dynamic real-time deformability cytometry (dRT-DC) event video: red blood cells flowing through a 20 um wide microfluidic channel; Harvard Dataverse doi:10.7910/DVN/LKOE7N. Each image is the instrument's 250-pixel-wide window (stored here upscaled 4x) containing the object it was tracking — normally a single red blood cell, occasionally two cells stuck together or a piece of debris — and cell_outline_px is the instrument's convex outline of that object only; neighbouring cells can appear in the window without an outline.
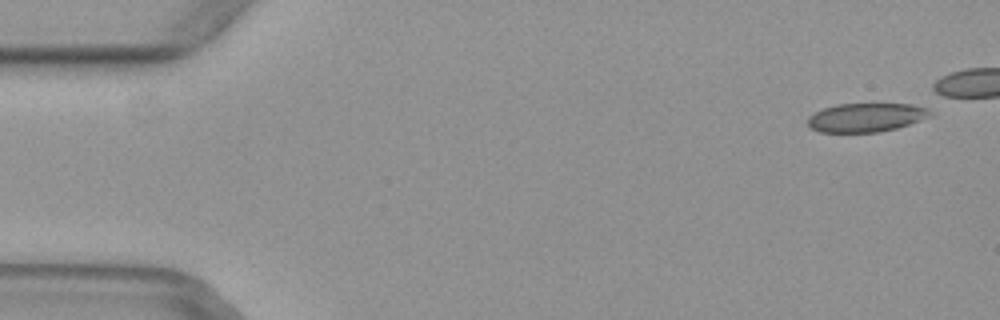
{"species": "common noctule bat (a hibernating species)", "species_latin": "Nyctalus noctula", "temperature_condition": "warm", "stored_images_in_passage": 40, "camera_frame_rate_fps": 3000, "um_per_image_px": 0.085, "animal": {"sex": "female", "body_mass_g": 29.2, "forearm_length_mm": 56.3}, "frame": {"image": 1, "passage_image": 1, "time_ms": 0.0, "image_size_px": [1000, 320], "cell_outline_px": [[932, 116], [896, 128], [880, 132], [820, 132], [808, 128], [808, 116], [824, 108], [836, 104], [912, 104], [928, 108], [932, 112]], "centroid_in_image_um": [73.61, 9.98], "position_along_channel_um": 11.4, "area_um2": 20.58}}
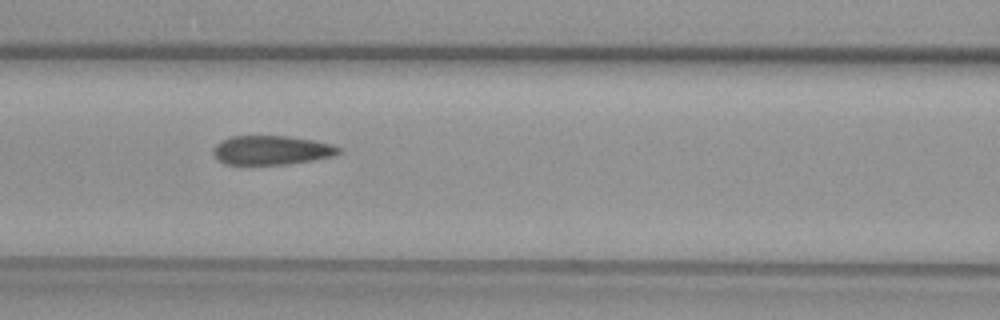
{"frame": {"image": 2, "passage_image": 20, "time_ms": 6.333, "image_size_px": [1000, 320], "cell_outline_px": [[344, 148], [340, 152], [332, 156], [312, 160], [288, 164], [224, 164], [216, 160], [212, 152], [212, 148], [216, 144], [232, 136], [292, 136], [332, 144]], "centroid_in_image_um": [23.07, 12.76], "position_along_channel_um": 143.5, "area_um2": 21.39}}
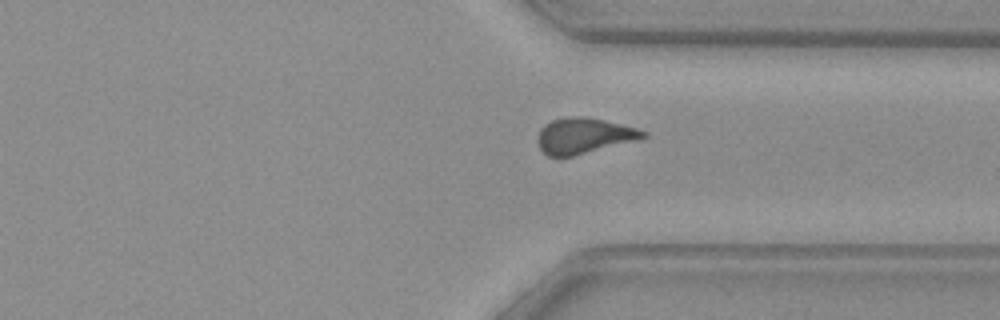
{"frame": {"image": 3, "passage_image": 36, "time_ms": 11.667, "image_size_px": [1000, 320], "cell_outline_px": [[648, 136], [636, 140], [572, 156], [548, 156], [540, 148], [536, 140], [540, 128], [544, 124], [552, 120], [564, 116], [588, 116], [636, 128], [648, 132]], "centroid_in_image_um": [49.59, 11.51], "position_along_channel_um": 361.8, "area_um2": 21.91}}